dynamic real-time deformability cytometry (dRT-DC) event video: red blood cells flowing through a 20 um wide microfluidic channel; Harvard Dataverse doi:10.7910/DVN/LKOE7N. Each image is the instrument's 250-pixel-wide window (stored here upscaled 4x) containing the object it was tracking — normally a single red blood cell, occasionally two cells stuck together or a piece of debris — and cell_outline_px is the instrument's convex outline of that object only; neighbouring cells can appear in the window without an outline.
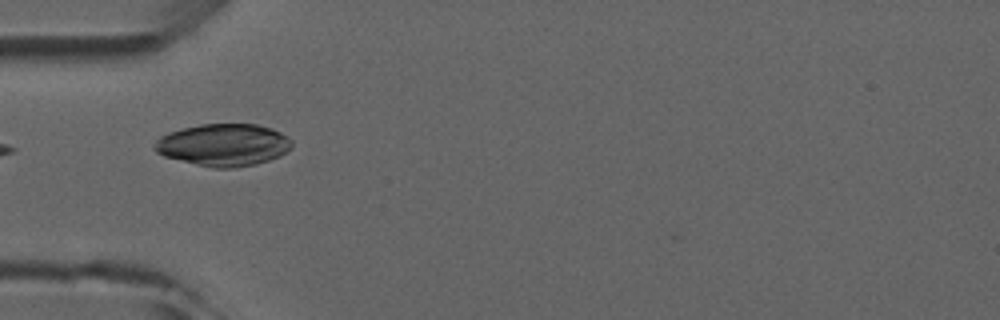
{"species": "common noctule bat (a hibernating species)", "species_latin": "Nyctalus noctula", "temperature_condition": "room temperature", "stored_images_in_passage": 5, "camera_frame_rate_fps": 3000, "um_per_image_px": 0.085, "animal": {"sex": "male", "forearm_length_mm": 52.5}, "frame": {"image": 1, "passage_image": 5, "time_ms": 4.333, "image_size_px": [1000, 320], "cell_outline_px": [[292, 148], [280, 156], [256, 164], [232, 168], [212, 168], [164, 156], [156, 152], [152, 148], [156, 140], [160, 136], [168, 132], [200, 124], [256, 124], [272, 128], [288, 136], [292, 140]], "centroid_in_image_um": [19.01, 12.31], "position_along_channel_um": 66.0, "area_um2": 33.93}}